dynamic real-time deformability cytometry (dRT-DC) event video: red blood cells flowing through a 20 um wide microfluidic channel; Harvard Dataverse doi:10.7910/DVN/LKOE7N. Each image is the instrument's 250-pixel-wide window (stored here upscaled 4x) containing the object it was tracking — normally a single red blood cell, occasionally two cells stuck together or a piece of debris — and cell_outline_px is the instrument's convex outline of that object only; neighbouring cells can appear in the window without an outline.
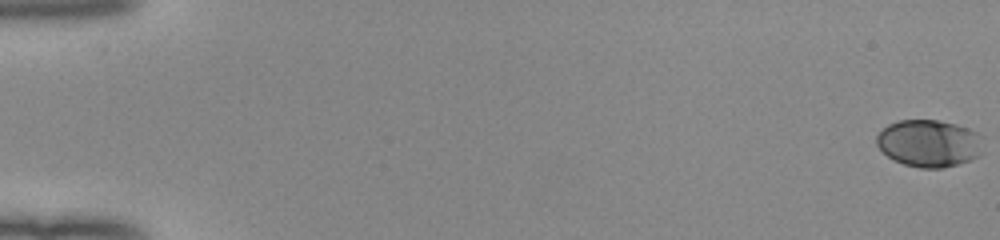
{"species": "human", "species_latin": "Homo sapiens", "temperature_condition": "room temperature", "stored_images_in_passage": 53, "camera_frame_rate_fps": 3000, "um_per_image_px": 0.085, "donor": {"sex": "female"}, "frame": {"image": 1, "passage_image": 1, "time_ms": 0.0, "image_size_px": [1000, 240], "cell_outline_px": [[984, 136], [980, 156], [944, 168], [920, 168], [904, 164], [892, 160], [876, 144], [876, 136], [888, 124], [900, 120], [936, 120], [956, 124], [968, 128]], "centroid_in_image_um": [78.99, 12.18], "position_along_channel_um": 6.0, "area_um2": 29.42}}
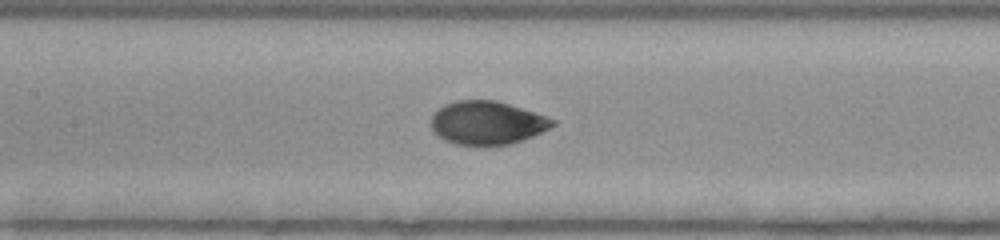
{"frame": {"image": 2, "passage_image": 27, "time_ms": 8.667, "image_size_px": [1000, 240], "cell_outline_px": [[556, 124], [532, 136], [508, 144], [456, 144], [444, 140], [432, 128], [432, 116], [436, 108], [444, 104], [456, 100], [496, 100], [556, 120]], "centroid_in_image_um": [41.36, 10.41], "position_along_channel_um": 166.0, "area_um2": 30.06}}
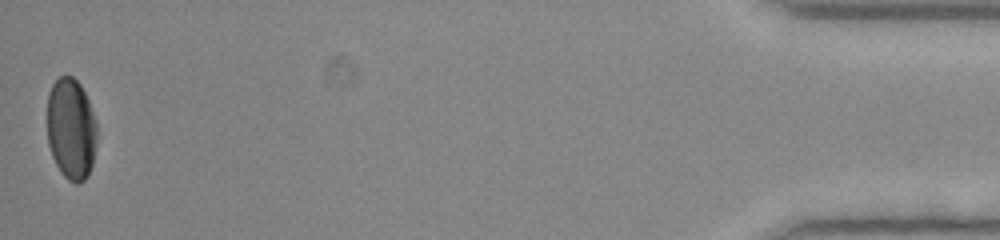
{"frame": {"image": 3, "passage_image": 53, "time_ms": 17.333, "image_size_px": [1000, 240], "cell_outline_px": [[96, 144], [92, 164], [88, 176], [80, 184], [76, 184], [68, 180], [60, 172], [52, 156], [48, 144], [48, 92], [52, 84], [60, 76], [72, 76], [80, 84], [88, 100], [96, 120]], "centroid_in_image_um": [6.05, 10.98], "position_along_channel_um": 429.2, "area_um2": 29.54}, "authors_computed_cell_mechanics": {"area_um2": 30.1138, "velocity_mm_per_s": 4.0272, "shape_relaxation_time_tau1_ms": 3.2657, "shape_relaxation_time_tau2_ms": null, "deformation_change_tau1": 0.1555, "deformation_change_tau2": null}}